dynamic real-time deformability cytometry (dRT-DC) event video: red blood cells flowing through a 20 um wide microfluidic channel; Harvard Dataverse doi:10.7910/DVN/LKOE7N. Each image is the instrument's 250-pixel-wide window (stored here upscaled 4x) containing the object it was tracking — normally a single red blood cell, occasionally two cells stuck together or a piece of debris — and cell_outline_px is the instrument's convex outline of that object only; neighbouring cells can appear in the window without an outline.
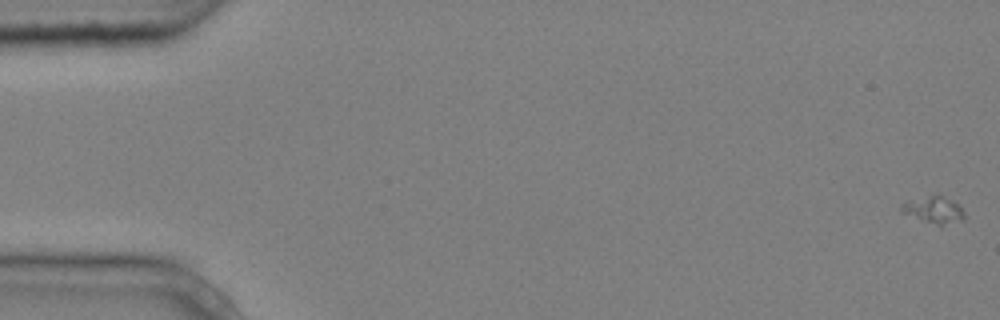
{"species": "common noctule bat (a hibernating species)", "species_latin": "Nyctalus noctula", "temperature_condition": "cold", "stored_images_in_passage": 6, "camera_frame_rate_fps": 3000, "um_per_image_px": 0.085, "animal": {"sex": "male", "body_mass_g": 20.4}, "frame": {"image": 1, "passage_image": 1, "time_ms": 0.0, "image_size_px": [1000, 320], "cell_outline_px": [[964, 220], [940, 228], [900, 212], [900, 204], [908, 200], [932, 196], [940, 196], [952, 200], [964, 212]], "centroid_in_image_um": [79.35, 17.91], "position_along_channel_um": 5.6, "area_um2": 10.06}}